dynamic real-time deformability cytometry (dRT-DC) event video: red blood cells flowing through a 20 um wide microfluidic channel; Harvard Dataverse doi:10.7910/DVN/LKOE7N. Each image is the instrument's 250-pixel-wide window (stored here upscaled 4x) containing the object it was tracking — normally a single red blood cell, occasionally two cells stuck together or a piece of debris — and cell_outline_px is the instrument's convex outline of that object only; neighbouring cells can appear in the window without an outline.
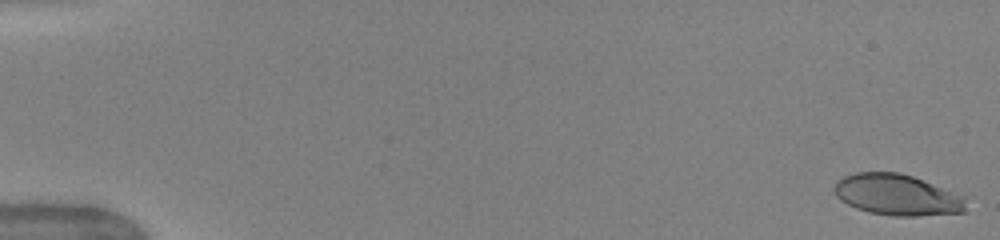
{"species": "human", "species_latin": "Homo sapiens", "temperature_condition": "warm", "stored_images_in_passage": 50, "camera_frame_rate_fps": 3000, "um_per_image_px": 0.085, "donor": {"sex": "female"}, "frame": {"image": 1, "passage_image": 1, "time_ms": 0.0, "image_size_px": [1000, 240], "cell_outline_px": [[964, 212], [916, 216], [896, 216], [868, 212], [856, 208], [840, 200], [836, 196], [832, 188], [836, 180], [844, 176], [856, 172], [900, 172], [912, 176], [960, 196], [964, 200]], "centroid_in_image_um": [76.13, 16.56], "position_along_channel_um": 8.9, "area_um2": 31.1}}
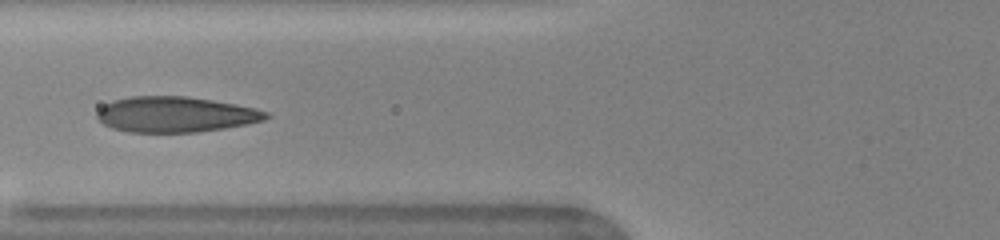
{"frame": {"image": 2, "passage_image": 21, "time_ms": 6.667, "image_size_px": [1000, 240], "cell_outline_px": [[272, 116], [264, 120], [224, 128], [196, 132], [128, 132], [112, 128], [96, 120], [96, 112], [104, 104], [112, 100], [132, 96], [188, 96], [236, 104], [256, 108], [268, 112]], "centroid_in_image_um": [14.89, 9.72], "position_along_channel_um": 110.9, "area_um2": 35.2}}
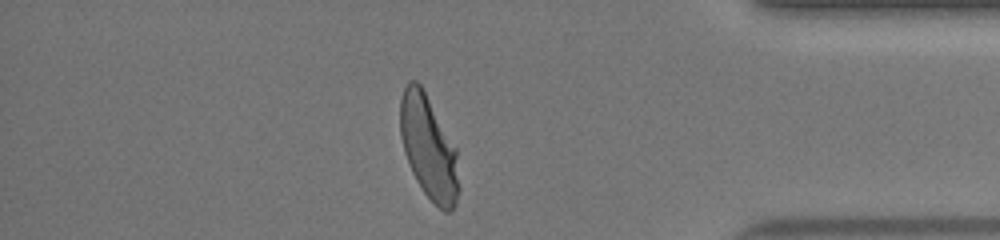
{"frame": {"image": 3, "passage_image": 44, "time_ms": 14.333, "image_size_px": [1000, 240], "cell_outline_px": [[460, 188], [456, 204], [448, 212], [444, 212], [424, 192], [416, 180], [412, 172], [404, 152], [400, 136], [400, 100], [404, 88], [408, 80], [416, 80], [420, 84], [456, 148]], "centroid_in_image_um": [36.43, 12.55], "position_along_channel_um": 398.8, "area_um2": 35.2}, "authors_computed_cell_mechanics": {"area_um2": 34.969, "velocity_mm_per_s": 4.0632, "shape_relaxation_time_tau1_ms": 3.0813, "shape_relaxation_time_tau2_ms": null, "deformation_change_tau1": 0.1814, "deformation_change_tau2": null}}